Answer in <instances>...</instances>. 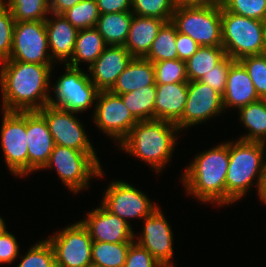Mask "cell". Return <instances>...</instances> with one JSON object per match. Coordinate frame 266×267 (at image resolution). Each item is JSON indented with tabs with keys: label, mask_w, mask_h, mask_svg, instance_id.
Returning a JSON list of instances; mask_svg holds the SVG:
<instances>
[{
	"label": "cell",
	"mask_w": 266,
	"mask_h": 267,
	"mask_svg": "<svg viewBox=\"0 0 266 267\" xmlns=\"http://www.w3.org/2000/svg\"><path fill=\"white\" fill-rule=\"evenodd\" d=\"M100 203L106 210L125 220L131 227L129 220H142L151 215L159 206L152 202L145 192L137 189L125 181H111Z\"/></svg>",
	"instance_id": "obj_11"
},
{
	"label": "cell",
	"mask_w": 266,
	"mask_h": 267,
	"mask_svg": "<svg viewBox=\"0 0 266 267\" xmlns=\"http://www.w3.org/2000/svg\"><path fill=\"white\" fill-rule=\"evenodd\" d=\"M19 243L17 238L8 230L0 235V264H11L19 257Z\"/></svg>",
	"instance_id": "obj_42"
},
{
	"label": "cell",
	"mask_w": 266,
	"mask_h": 267,
	"mask_svg": "<svg viewBox=\"0 0 266 267\" xmlns=\"http://www.w3.org/2000/svg\"><path fill=\"white\" fill-rule=\"evenodd\" d=\"M221 24L226 56L239 61L246 56L265 53V21L233 14L221 5Z\"/></svg>",
	"instance_id": "obj_6"
},
{
	"label": "cell",
	"mask_w": 266,
	"mask_h": 267,
	"mask_svg": "<svg viewBox=\"0 0 266 267\" xmlns=\"http://www.w3.org/2000/svg\"><path fill=\"white\" fill-rule=\"evenodd\" d=\"M50 15L52 18L48 15L45 24L51 59L56 64H58V61L60 62V65L66 64L72 58L79 30L63 15L53 13H50Z\"/></svg>",
	"instance_id": "obj_20"
},
{
	"label": "cell",
	"mask_w": 266,
	"mask_h": 267,
	"mask_svg": "<svg viewBox=\"0 0 266 267\" xmlns=\"http://www.w3.org/2000/svg\"><path fill=\"white\" fill-rule=\"evenodd\" d=\"M97 154H88L77 149L55 145L48 162L41 170L56 169L58 179L74 194L90 189V181L103 177L104 169Z\"/></svg>",
	"instance_id": "obj_5"
},
{
	"label": "cell",
	"mask_w": 266,
	"mask_h": 267,
	"mask_svg": "<svg viewBox=\"0 0 266 267\" xmlns=\"http://www.w3.org/2000/svg\"><path fill=\"white\" fill-rule=\"evenodd\" d=\"M161 267H176L175 265H161Z\"/></svg>",
	"instance_id": "obj_50"
},
{
	"label": "cell",
	"mask_w": 266,
	"mask_h": 267,
	"mask_svg": "<svg viewBox=\"0 0 266 267\" xmlns=\"http://www.w3.org/2000/svg\"><path fill=\"white\" fill-rule=\"evenodd\" d=\"M171 22L199 46H222L221 5H176Z\"/></svg>",
	"instance_id": "obj_7"
},
{
	"label": "cell",
	"mask_w": 266,
	"mask_h": 267,
	"mask_svg": "<svg viewBox=\"0 0 266 267\" xmlns=\"http://www.w3.org/2000/svg\"><path fill=\"white\" fill-rule=\"evenodd\" d=\"M80 222L88 230L92 241L107 243H133V228L117 215L106 210L101 204L87 212Z\"/></svg>",
	"instance_id": "obj_17"
},
{
	"label": "cell",
	"mask_w": 266,
	"mask_h": 267,
	"mask_svg": "<svg viewBox=\"0 0 266 267\" xmlns=\"http://www.w3.org/2000/svg\"><path fill=\"white\" fill-rule=\"evenodd\" d=\"M264 46H265V53H266V21H265V29H264Z\"/></svg>",
	"instance_id": "obj_49"
},
{
	"label": "cell",
	"mask_w": 266,
	"mask_h": 267,
	"mask_svg": "<svg viewBox=\"0 0 266 267\" xmlns=\"http://www.w3.org/2000/svg\"><path fill=\"white\" fill-rule=\"evenodd\" d=\"M175 7V0H132L131 12L137 16L157 17L169 22Z\"/></svg>",
	"instance_id": "obj_35"
},
{
	"label": "cell",
	"mask_w": 266,
	"mask_h": 267,
	"mask_svg": "<svg viewBox=\"0 0 266 267\" xmlns=\"http://www.w3.org/2000/svg\"><path fill=\"white\" fill-rule=\"evenodd\" d=\"M222 6L233 14L266 21V0H223Z\"/></svg>",
	"instance_id": "obj_38"
},
{
	"label": "cell",
	"mask_w": 266,
	"mask_h": 267,
	"mask_svg": "<svg viewBox=\"0 0 266 267\" xmlns=\"http://www.w3.org/2000/svg\"><path fill=\"white\" fill-rule=\"evenodd\" d=\"M222 98L225 111L229 108L238 110L260 100L247 70L239 61L230 66Z\"/></svg>",
	"instance_id": "obj_22"
},
{
	"label": "cell",
	"mask_w": 266,
	"mask_h": 267,
	"mask_svg": "<svg viewBox=\"0 0 266 267\" xmlns=\"http://www.w3.org/2000/svg\"><path fill=\"white\" fill-rule=\"evenodd\" d=\"M92 119L103 134L119 145L138 120L124 104L120 95L99 91Z\"/></svg>",
	"instance_id": "obj_13"
},
{
	"label": "cell",
	"mask_w": 266,
	"mask_h": 267,
	"mask_svg": "<svg viewBox=\"0 0 266 267\" xmlns=\"http://www.w3.org/2000/svg\"><path fill=\"white\" fill-rule=\"evenodd\" d=\"M148 85H156L153 63L142 57H133L109 91L120 95Z\"/></svg>",
	"instance_id": "obj_24"
},
{
	"label": "cell",
	"mask_w": 266,
	"mask_h": 267,
	"mask_svg": "<svg viewBox=\"0 0 266 267\" xmlns=\"http://www.w3.org/2000/svg\"><path fill=\"white\" fill-rule=\"evenodd\" d=\"M225 112L220 93L201 81L188 82V96L182 118L176 123L179 130L189 129Z\"/></svg>",
	"instance_id": "obj_15"
},
{
	"label": "cell",
	"mask_w": 266,
	"mask_h": 267,
	"mask_svg": "<svg viewBox=\"0 0 266 267\" xmlns=\"http://www.w3.org/2000/svg\"><path fill=\"white\" fill-rule=\"evenodd\" d=\"M55 253L56 267H92V238L78 221L48 236Z\"/></svg>",
	"instance_id": "obj_10"
},
{
	"label": "cell",
	"mask_w": 266,
	"mask_h": 267,
	"mask_svg": "<svg viewBox=\"0 0 266 267\" xmlns=\"http://www.w3.org/2000/svg\"><path fill=\"white\" fill-rule=\"evenodd\" d=\"M26 133L29 175L45 166L55 144L46 120L37 111L26 112Z\"/></svg>",
	"instance_id": "obj_19"
},
{
	"label": "cell",
	"mask_w": 266,
	"mask_h": 267,
	"mask_svg": "<svg viewBox=\"0 0 266 267\" xmlns=\"http://www.w3.org/2000/svg\"><path fill=\"white\" fill-rule=\"evenodd\" d=\"M132 58L124 46L108 45L95 62L87 67L90 80L99 91H109Z\"/></svg>",
	"instance_id": "obj_18"
},
{
	"label": "cell",
	"mask_w": 266,
	"mask_h": 267,
	"mask_svg": "<svg viewBox=\"0 0 266 267\" xmlns=\"http://www.w3.org/2000/svg\"><path fill=\"white\" fill-rule=\"evenodd\" d=\"M131 244L93 241L92 267H123Z\"/></svg>",
	"instance_id": "obj_31"
},
{
	"label": "cell",
	"mask_w": 266,
	"mask_h": 267,
	"mask_svg": "<svg viewBox=\"0 0 266 267\" xmlns=\"http://www.w3.org/2000/svg\"><path fill=\"white\" fill-rule=\"evenodd\" d=\"M0 66L1 110L31 112L49 104L54 68L15 60L2 61Z\"/></svg>",
	"instance_id": "obj_1"
},
{
	"label": "cell",
	"mask_w": 266,
	"mask_h": 267,
	"mask_svg": "<svg viewBox=\"0 0 266 267\" xmlns=\"http://www.w3.org/2000/svg\"><path fill=\"white\" fill-rule=\"evenodd\" d=\"M108 45L96 27L78 31L72 58L66 63L68 66L79 68L80 63L90 67Z\"/></svg>",
	"instance_id": "obj_25"
},
{
	"label": "cell",
	"mask_w": 266,
	"mask_h": 267,
	"mask_svg": "<svg viewBox=\"0 0 266 267\" xmlns=\"http://www.w3.org/2000/svg\"><path fill=\"white\" fill-rule=\"evenodd\" d=\"M228 166V141L197 153L180 178L187 196L191 195L203 204L224 207Z\"/></svg>",
	"instance_id": "obj_2"
},
{
	"label": "cell",
	"mask_w": 266,
	"mask_h": 267,
	"mask_svg": "<svg viewBox=\"0 0 266 267\" xmlns=\"http://www.w3.org/2000/svg\"><path fill=\"white\" fill-rule=\"evenodd\" d=\"M179 132L178 126L168 121H138L118 147L132 157L144 161L158 174L171 161Z\"/></svg>",
	"instance_id": "obj_3"
},
{
	"label": "cell",
	"mask_w": 266,
	"mask_h": 267,
	"mask_svg": "<svg viewBox=\"0 0 266 267\" xmlns=\"http://www.w3.org/2000/svg\"><path fill=\"white\" fill-rule=\"evenodd\" d=\"M155 69V83L189 82L186 74V62L180 59L153 62Z\"/></svg>",
	"instance_id": "obj_36"
},
{
	"label": "cell",
	"mask_w": 266,
	"mask_h": 267,
	"mask_svg": "<svg viewBox=\"0 0 266 267\" xmlns=\"http://www.w3.org/2000/svg\"><path fill=\"white\" fill-rule=\"evenodd\" d=\"M100 14L132 10V0H96Z\"/></svg>",
	"instance_id": "obj_44"
},
{
	"label": "cell",
	"mask_w": 266,
	"mask_h": 267,
	"mask_svg": "<svg viewBox=\"0 0 266 267\" xmlns=\"http://www.w3.org/2000/svg\"><path fill=\"white\" fill-rule=\"evenodd\" d=\"M35 243L19 257L21 260L16 267H56L55 253L47 238Z\"/></svg>",
	"instance_id": "obj_34"
},
{
	"label": "cell",
	"mask_w": 266,
	"mask_h": 267,
	"mask_svg": "<svg viewBox=\"0 0 266 267\" xmlns=\"http://www.w3.org/2000/svg\"><path fill=\"white\" fill-rule=\"evenodd\" d=\"M48 4L50 5L54 0H46Z\"/></svg>",
	"instance_id": "obj_51"
},
{
	"label": "cell",
	"mask_w": 266,
	"mask_h": 267,
	"mask_svg": "<svg viewBox=\"0 0 266 267\" xmlns=\"http://www.w3.org/2000/svg\"><path fill=\"white\" fill-rule=\"evenodd\" d=\"M235 62L234 59L226 56L219 64L207 72L199 81L209 85L222 96L226 88L227 74L230 66Z\"/></svg>",
	"instance_id": "obj_40"
},
{
	"label": "cell",
	"mask_w": 266,
	"mask_h": 267,
	"mask_svg": "<svg viewBox=\"0 0 266 267\" xmlns=\"http://www.w3.org/2000/svg\"><path fill=\"white\" fill-rule=\"evenodd\" d=\"M161 265L147 249L133 242L129 246L123 267H161Z\"/></svg>",
	"instance_id": "obj_41"
},
{
	"label": "cell",
	"mask_w": 266,
	"mask_h": 267,
	"mask_svg": "<svg viewBox=\"0 0 266 267\" xmlns=\"http://www.w3.org/2000/svg\"><path fill=\"white\" fill-rule=\"evenodd\" d=\"M200 46L190 36L177 32L176 48L178 59L187 61Z\"/></svg>",
	"instance_id": "obj_43"
},
{
	"label": "cell",
	"mask_w": 266,
	"mask_h": 267,
	"mask_svg": "<svg viewBox=\"0 0 266 267\" xmlns=\"http://www.w3.org/2000/svg\"><path fill=\"white\" fill-rule=\"evenodd\" d=\"M16 22L45 21L50 15L46 0H1Z\"/></svg>",
	"instance_id": "obj_32"
},
{
	"label": "cell",
	"mask_w": 266,
	"mask_h": 267,
	"mask_svg": "<svg viewBox=\"0 0 266 267\" xmlns=\"http://www.w3.org/2000/svg\"><path fill=\"white\" fill-rule=\"evenodd\" d=\"M120 96L138 121L154 119L156 85H148Z\"/></svg>",
	"instance_id": "obj_29"
},
{
	"label": "cell",
	"mask_w": 266,
	"mask_h": 267,
	"mask_svg": "<svg viewBox=\"0 0 266 267\" xmlns=\"http://www.w3.org/2000/svg\"><path fill=\"white\" fill-rule=\"evenodd\" d=\"M37 112L46 120L55 145L97 154L77 113L50 104Z\"/></svg>",
	"instance_id": "obj_14"
},
{
	"label": "cell",
	"mask_w": 266,
	"mask_h": 267,
	"mask_svg": "<svg viewBox=\"0 0 266 267\" xmlns=\"http://www.w3.org/2000/svg\"><path fill=\"white\" fill-rule=\"evenodd\" d=\"M78 30L96 27L100 16L96 0H81L62 14Z\"/></svg>",
	"instance_id": "obj_33"
},
{
	"label": "cell",
	"mask_w": 266,
	"mask_h": 267,
	"mask_svg": "<svg viewBox=\"0 0 266 267\" xmlns=\"http://www.w3.org/2000/svg\"><path fill=\"white\" fill-rule=\"evenodd\" d=\"M229 166L225 179V205L242 200L256 185L258 192L266 155V143L228 140ZM256 181V182H254Z\"/></svg>",
	"instance_id": "obj_4"
},
{
	"label": "cell",
	"mask_w": 266,
	"mask_h": 267,
	"mask_svg": "<svg viewBox=\"0 0 266 267\" xmlns=\"http://www.w3.org/2000/svg\"><path fill=\"white\" fill-rule=\"evenodd\" d=\"M226 57L222 46H200L186 62L189 81H198Z\"/></svg>",
	"instance_id": "obj_28"
},
{
	"label": "cell",
	"mask_w": 266,
	"mask_h": 267,
	"mask_svg": "<svg viewBox=\"0 0 266 267\" xmlns=\"http://www.w3.org/2000/svg\"><path fill=\"white\" fill-rule=\"evenodd\" d=\"M0 143L7 170L14 176L28 175L26 112L2 110Z\"/></svg>",
	"instance_id": "obj_9"
},
{
	"label": "cell",
	"mask_w": 266,
	"mask_h": 267,
	"mask_svg": "<svg viewBox=\"0 0 266 267\" xmlns=\"http://www.w3.org/2000/svg\"><path fill=\"white\" fill-rule=\"evenodd\" d=\"M15 23L10 10L0 2V62L11 55Z\"/></svg>",
	"instance_id": "obj_39"
},
{
	"label": "cell",
	"mask_w": 266,
	"mask_h": 267,
	"mask_svg": "<svg viewBox=\"0 0 266 267\" xmlns=\"http://www.w3.org/2000/svg\"><path fill=\"white\" fill-rule=\"evenodd\" d=\"M7 60L54 67L56 63L51 59L45 21L15 23L11 55Z\"/></svg>",
	"instance_id": "obj_12"
},
{
	"label": "cell",
	"mask_w": 266,
	"mask_h": 267,
	"mask_svg": "<svg viewBox=\"0 0 266 267\" xmlns=\"http://www.w3.org/2000/svg\"><path fill=\"white\" fill-rule=\"evenodd\" d=\"M188 82L156 84L154 119L176 124L184 113Z\"/></svg>",
	"instance_id": "obj_21"
},
{
	"label": "cell",
	"mask_w": 266,
	"mask_h": 267,
	"mask_svg": "<svg viewBox=\"0 0 266 267\" xmlns=\"http://www.w3.org/2000/svg\"><path fill=\"white\" fill-rule=\"evenodd\" d=\"M80 1L81 0H54L50 4V13L62 15Z\"/></svg>",
	"instance_id": "obj_45"
},
{
	"label": "cell",
	"mask_w": 266,
	"mask_h": 267,
	"mask_svg": "<svg viewBox=\"0 0 266 267\" xmlns=\"http://www.w3.org/2000/svg\"><path fill=\"white\" fill-rule=\"evenodd\" d=\"M239 121L248 131L239 140L266 143V99L249 103L237 110Z\"/></svg>",
	"instance_id": "obj_26"
},
{
	"label": "cell",
	"mask_w": 266,
	"mask_h": 267,
	"mask_svg": "<svg viewBox=\"0 0 266 267\" xmlns=\"http://www.w3.org/2000/svg\"><path fill=\"white\" fill-rule=\"evenodd\" d=\"M256 194L258 196L259 201H261V203L263 204H266V159L263 166L260 186Z\"/></svg>",
	"instance_id": "obj_47"
},
{
	"label": "cell",
	"mask_w": 266,
	"mask_h": 267,
	"mask_svg": "<svg viewBox=\"0 0 266 267\" xmlns=\"http://www.w3.org/2000/svg\"><path fill=\"white\" fill-rule=\"evenodd\" d=\"M64 67L65 72L51 85L54 95H50L49 104L73 113H85L93 105L95 107L99 90L88 72L67 64Z\"/></svg>",
	"instance_id": "obj_8"
},
{
	"label": "cell",
	"mask_w": 266,
	"mask_h": 267,
	"mask_svg": "<svg viewBox=\"0 0 266 267\" xmlns=\"http://www.w3.org/2000/svg\"><path fill=\"white\" fill-rule=\"evenodd\" d=\"M133 15L131 11L100 14L96 28L107 45L124 46Z\"/></svg>",
	"instance_id": "obj_27"
},
{
	"label": "cell",
	"mask_w": 266,
	"mask_h": 267,
	"mask_svg": "<svg viewBox=\"0 0 266 267\" xmlns=\"http://www.w3.org/2000/svg\"><path fill=\"white\" fill-rule=\"evenodd\" d=\"M176 5L182 6H220L223 0H175Z\"/></svg>",
	"instance_id": "obj_46"
},
{
	"label": "cell",
	"mask_w": 266,
	"mask_h": 267,
	"mask_svg": "<svg viewBox=\"0 0 266 267\" xmlns=\"http://www.w3.org/2000/svg\"><path fill=\"white\" fill-rule=\"evenodd\" d=\"M160 208L142 219L143 230L141 234L139 233V237L134 232V242L147 249L162 265H174L172 260L174 235L171 224Z\"/></svg>",
	"instance_id": "obj_16"
},
{
	"label": "cell",
	"mask_w": 266,
	"mask_h": 267,
	"mask_svg": "<svg viewBox=\"0 0 266 267\" xmlns=\"http://www.w3.org/2000/svg\"><path fill=\"white\" fill-rule=\"evenodd\" d=\"M164 23V20L157 17L133 15L124 47L133 57L144 58Z\"/></svg>",
	"instance_id": "obj_23"
},
{
	"label": "cell",
	"mask_w": 266,
	"mask_h": 267,
	"mask_svg": "<svg viewBox=\"0 0 266 267\" xmlns=\"http://www.w3.org/2000/svg\"><path fill=\"white\" fill-rule=\"evenodd\" d=\"M245 67L260 99H266V53L239 60Z\"/></svg>",
	"instance_id": "obj_37"
},
{
	"label": "cell",
	"mask_w": 266,
	"mask_h": 267,
	"mask_svg": "<svg viewBox=\"0 0 266 267\" xmlns=\"http://www.w3.org/2000/svg\"><path fill=\"white\" fill-rule=\"evenodd\" d=\"M7 230V226L6 223L4 221V219L0 216V235Z\"/></svg>",
	"instance_id": "obj_48"
},
{
	"label": "cell",
	"mask_w": 266,
	"mask_h": 267,
	"mask_svg": "<svg viewBox=\"0 0 266 267\" xmlns=\"http://www.w3.org/2000/svg\"><path fill=\"white\" fill-rule=\"evenodd\" d=\"M177 32L176 26L171 21L165 22L159 29L148 54L144 58L152 63L177 59Z\"/></svg>",
	"instance_id": "obj_30"
}]
</instances>
